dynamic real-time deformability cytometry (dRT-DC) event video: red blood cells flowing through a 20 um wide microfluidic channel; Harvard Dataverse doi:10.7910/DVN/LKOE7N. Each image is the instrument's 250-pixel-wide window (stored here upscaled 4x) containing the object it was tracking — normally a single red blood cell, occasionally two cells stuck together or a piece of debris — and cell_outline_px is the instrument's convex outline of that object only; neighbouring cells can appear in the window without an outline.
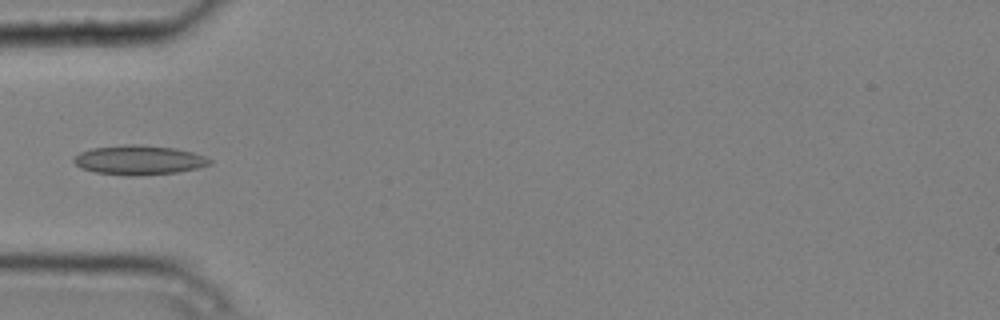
{"species": "common noctule bat (a hibernating species)", "species_latin": "Nyctalus noctula", "temperature_condition": "cold", "stored_images_in_passage": 7, "camera_frame_rate_fps": 3000, "um_per_image_px": 0.085, "animal": {"sex": "male", "body_mass_g": 20.4}, "frame": {"image": 1, "passage_image": 5, "time_ms": 1.333, "image_size_px": [1000, 320], "cell_outline_px": [[212, 164], [196, 168], [176, 172], [132, 176], [128, 176], [96, 172], [80, 168], [72, 160], [80, 152], [92, 148], [124, 144], [140, 144], [176, 148], [192, 152], [204, 156], [212, 160]], "centroid_in_image_um": [11.8, 13.59], "position_along_channel_um": 73.2, "area_um2": 23.29}}
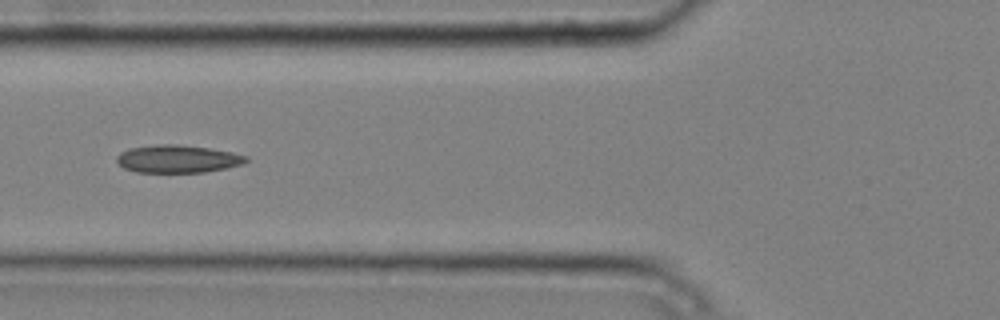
{"frame": {"image": 2, "passage_image": 6, "time_ms": 1.667, "image_size_px": [1000, 320], "cell_outline_px": [[248, 160], [244, 164], [204, 172], [136, 172], [124, 168], [116, 160], [116, 156], [120, 152], [128, 148], [160, 144], [176, 144], [208, 148], [232, 152], [248, 156]], "centroid_in_image_um": [15.09, 13.5], "position_along_channel_um": 110.7, "area_um2": 20.87}}
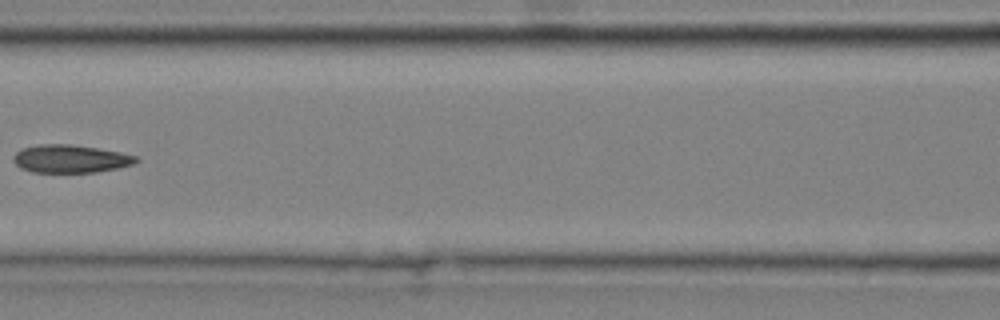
{"frame": {"image": 3, "passage_image": 7, "time_ms": 2.0, "image_size_px": [1000, 320], "cell_outline_px": [[140, 160], [132, 164], [116, 168], [96, 172], [32, 172], [20, 168], [12, 160], [12, 156], [16, 152], [24, 148], [40, 144], [72, 144], [120, 152], [140, 156]], "centroid_in_image_um": [5.99, 13.49], "position_along_channel_um": 160.6, "area_um2": 20.0}}